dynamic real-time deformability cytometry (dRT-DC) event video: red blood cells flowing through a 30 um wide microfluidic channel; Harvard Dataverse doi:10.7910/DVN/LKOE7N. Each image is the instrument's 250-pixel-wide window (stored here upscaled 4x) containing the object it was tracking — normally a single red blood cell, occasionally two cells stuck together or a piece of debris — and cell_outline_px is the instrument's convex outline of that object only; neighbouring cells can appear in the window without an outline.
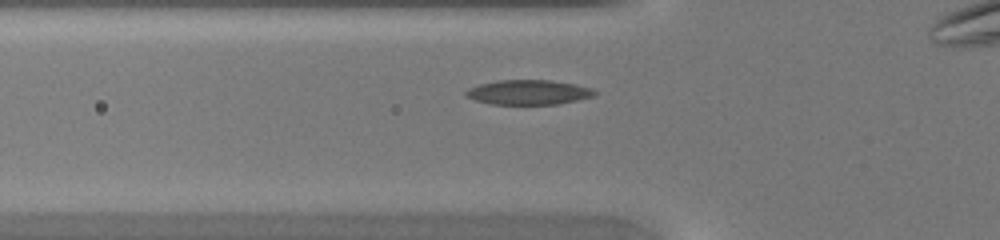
{"species": "common noctule bat (a hibernating species)", "species_latin": "Nyctalus noctula", "temperature_condition": "warm", "stored_images_in_passage": 27, "camera_frame_rate_fps": 3000, "um_per_image_px": 0.085, "animal": {"sex": "female", "body_mass_g": 20.0, "forearm_length_mm": 54.0}, "frame": {"image": 1, "passage_image": 2, "time_ms": 0.333, "image_size_px": [1000, 240], "cell_outline_px": [[596, 96], [556, 104], [492, 104], [476, 100], [464, 96], [464, 92], [468, 88], [480, 84], [496, 80], [552, 80], [592, 88], [596, 92]], "centroid_in_image_um": [44.89, 7.84], "position_along_channel_um": 80.9, "area_um2": 18.5}}
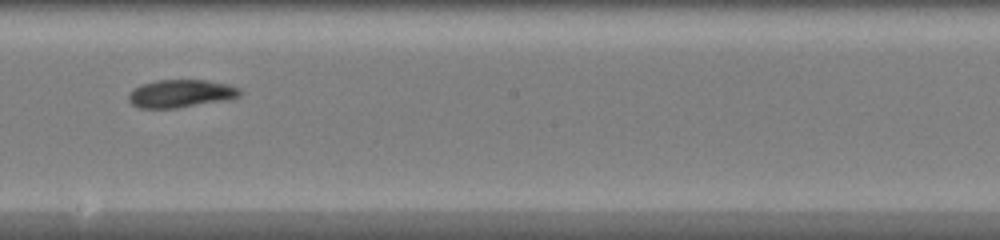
{"frame": {"image": 2, "passage_image": 12, "time_ms": 3.667, "image_size_px": [1000, 240], "cell_outline_px": [[244, 92], [240, 96], [224, 100], [176, 108], [140, 108], [132, 104], [128, 100], [128, 92], [132, 88], [140, 84], [156, 80], [208, 80], [228, 84], [240, 88]], "centroid_in_image_um": [15.34, 7.94], "position_along_channel_um": 232.9, "area_um2": 18.26}}
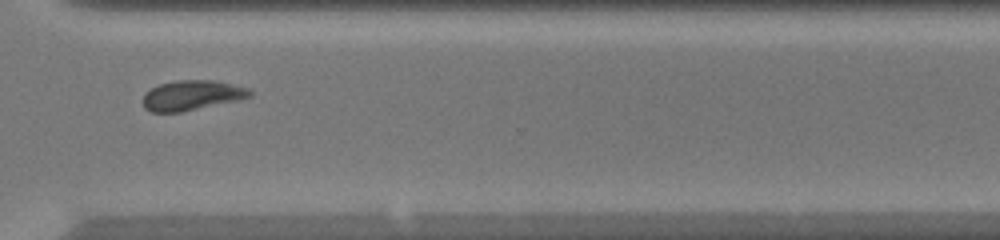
{"frame": {"image": 3, "passage_image": 20, "time_ms": 6.333, "image_size_px": [1000, 240], "cell_outline_px": [[252, 96], [240, 100], [180, 112], [152, 112], [144, 108], [140, 100], [152, 88], [160, 84], [176, 80], [212, 80], [232, 84], [248, 88], [252, 92]], "centroid_in_image_um": [16.31, 8.11], "position_along_channel_um": 354.3, "area_um2": 18.67}}